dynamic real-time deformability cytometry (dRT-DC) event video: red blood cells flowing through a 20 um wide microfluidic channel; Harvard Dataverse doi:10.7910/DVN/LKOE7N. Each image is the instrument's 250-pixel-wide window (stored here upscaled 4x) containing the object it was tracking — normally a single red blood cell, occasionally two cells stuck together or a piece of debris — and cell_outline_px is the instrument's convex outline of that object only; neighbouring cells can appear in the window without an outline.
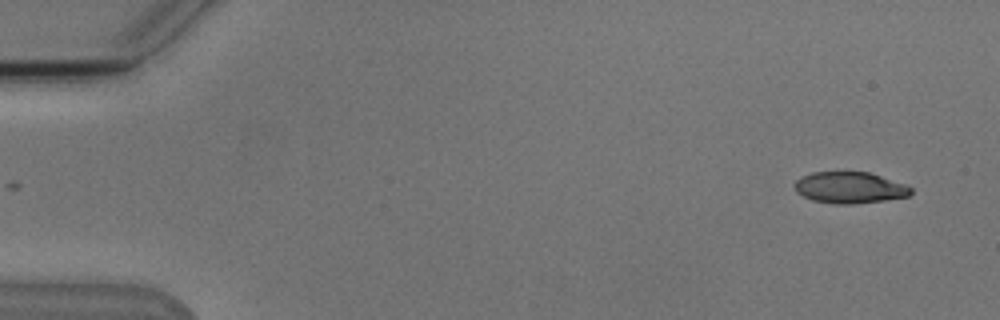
{"species": "Egyptian fruit bat (a non-hibernating species)", "species_latin": "Rousettus aegyptiacus", "temperature_condition": "cold", "stored_images_in_passage": 5, "camera_frame_rate_fps": 3000, "um_per_image_px": 0.085, "animal": {"sex": "male"}, "frame": {"image": 1, "passage_image": 1, "time_ms": 0.0, "image_size_px": [1000, 320], "cell_outline_px": [[912, 192], [908, 196], [884, 200], [852, 204], [836, 204], [812, 200], [796, 192], [792, 184], [800, 176], [812, 172], [868, 172], [904, 184], [912, 188]], "centroid_in_image_um": [72.17, 15.94], "position_along_channel_um": 12.8, "area_um2": 21.21}}
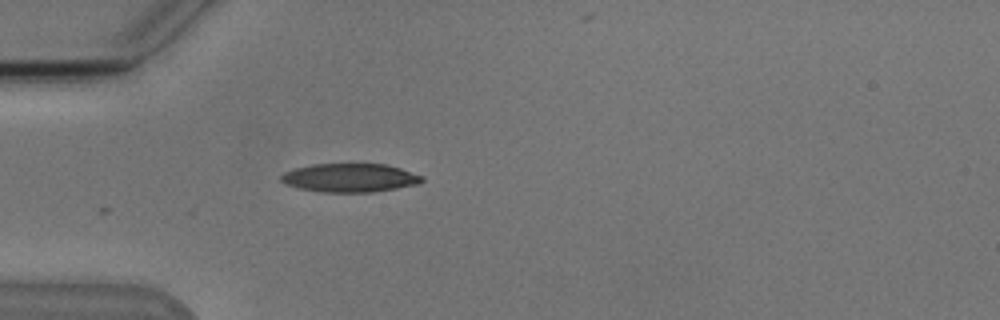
{"frame": {"image": 2, "passage_image": 5, "time_ms": 4.333, "image_size_px": [1000, 320], "cell_outline_px": [[424, 180], [420, 184], [372, 192], [324, 192], [300, 188], [288, 184], [280, 180], [280, 176], [284, 172], [296, 168], [312, 164], [384, 164], [400, 168], [424, 176]], "centroid_in_image_um": [29.78, 15.11], "position_along_channel_um": 55.2, "area_um2": 23.35}}